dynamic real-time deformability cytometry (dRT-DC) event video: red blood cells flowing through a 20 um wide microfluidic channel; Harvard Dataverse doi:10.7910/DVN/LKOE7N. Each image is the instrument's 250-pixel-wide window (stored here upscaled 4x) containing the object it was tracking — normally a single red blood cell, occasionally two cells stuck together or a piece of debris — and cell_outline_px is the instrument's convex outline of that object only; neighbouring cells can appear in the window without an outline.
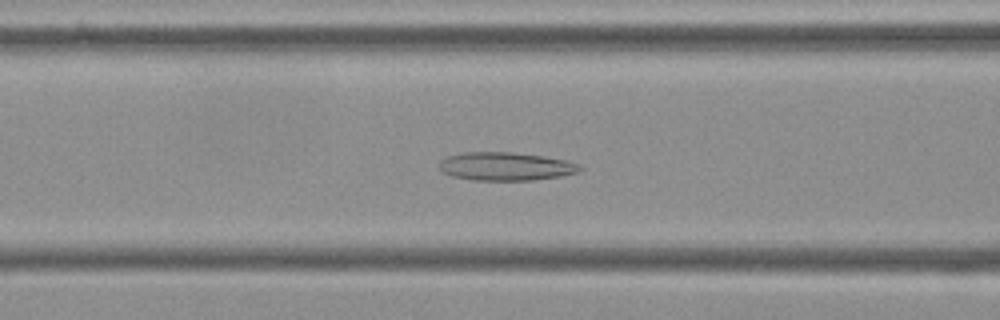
{"species": "Egyptian fruit bat (a non-hibernating species)", "species_latin": "Rousettus aegyptiacus", "temperature_condition": "cold", "stored_images_in_passage": 55, "camera_frame_rate_fps": 3000, "um_per_image_px": 0.085, "frame": {"image": 1, "passage_image": 22, "time_ms": 7.0, "image_size_px": [1000, 320], "cell_outline_px": [[584, 168], [576, 172], [560, 176], [532, 180], [472, 180], [452, 176], [440, 172], [440, 160], [448, 156], [464, 152], [512, 152], [544, 156], [568, 160], [580, 164]], "centroid_in_image_um": [42.98, 14.14], "position_along_channel_um": 123.6, "area_um2": 23.29}}
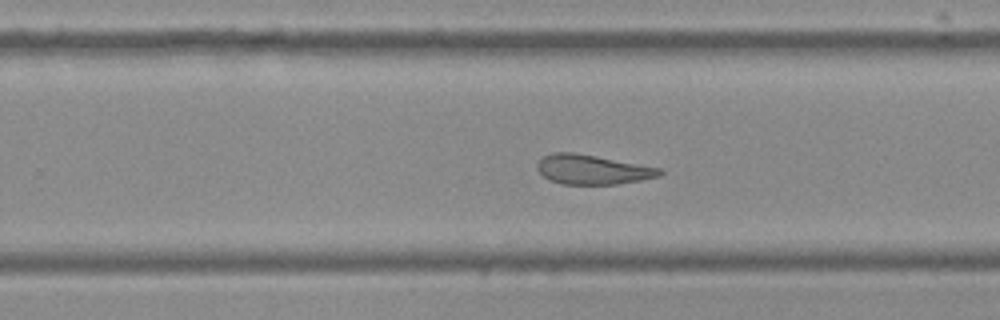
{"frame": {"image": 2, "passage_image": 35, "time_ms": 11.333, "image_size_px": [1000, 320], "cell_outline_px": [[664, 172], [660, 176], [640, 180], [616, 184], [560, 184], [548, 180], [536, 168], [536, 164], [544, 156], [552, 152], [572, 152], [596, 156], [660, 168]], "centroid_in_image_um": [50.32, 14.41], "position_along_channel_um": 279.5, "area_um2": 20.98}}
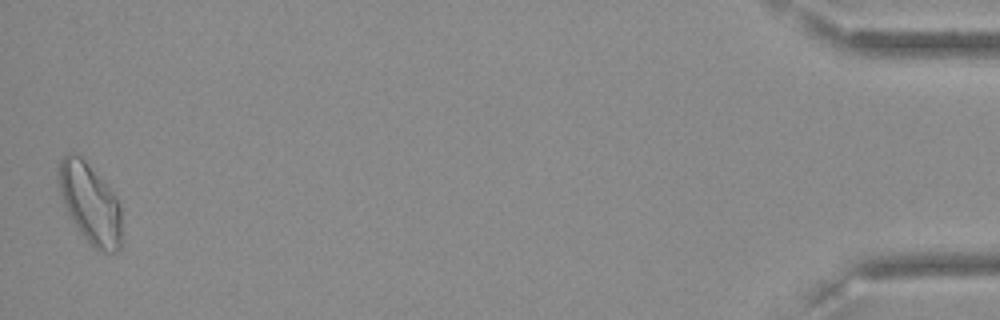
{"frame": {"image": 3, "passage_image": 55, "time_ms": 18.0, "image_size_px": [1000, 320], "cell_outline_px": [[120, 248], [116, 252], [104, 252], [96, 248], [80, 232], [68, 216], [56, 180], [56, 168], [60, 160], [68, 152], [72, 152], [80, 156], [84, 160], [116, 196], [120, 204]], "centroid_in_image_um": [7.6, 17.25], "position_along_channel_um": 427.6, "area_um2": 29.3}, "authors_computed_cell_mechanics": {"area_um2": 24.4494, "velocity_mm_per_s": 3.5953, "shape_relaxation_time_tau1_ms": null, "shape_relaxation_time_tau2_ms": 2.922, "deformation_change_tau1": null, "deformation_change_tau2": 0.1166}}